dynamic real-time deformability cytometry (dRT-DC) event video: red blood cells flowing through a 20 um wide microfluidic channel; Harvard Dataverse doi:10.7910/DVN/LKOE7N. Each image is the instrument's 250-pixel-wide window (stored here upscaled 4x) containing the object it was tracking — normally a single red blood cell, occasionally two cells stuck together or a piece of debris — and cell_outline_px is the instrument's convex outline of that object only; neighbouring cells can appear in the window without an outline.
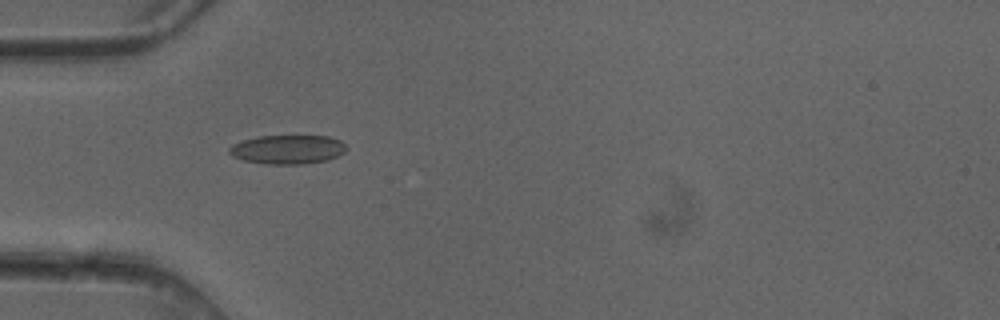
{"species": "common noctule bat (a hibernating species)", "species_latin": "Nyctalus noctula", "temperature_condition": "cold", "stored_images_in_passage": 5, "camera_frame_rate_fps": 3000, "um_per_image_px": 0.085, "animal": {"sex": "female"}, "frame": {"image": 1, "passage_image": 4, "time_ms": 1.0, "image_size_px": [1000, 320], "cell_outline_px": [[348, 148], [344, 152], [328, 160], [304, 164], [268, 164], [244, 160], [232, 156], [228, 152], [228, 148], [232, 144], [256, 136], [328, 136], [340, 140]], "centroid_in_image_um": [24.44, 12.7], "position_along_channel_um": 60.6, "area_um2": 19.83}}
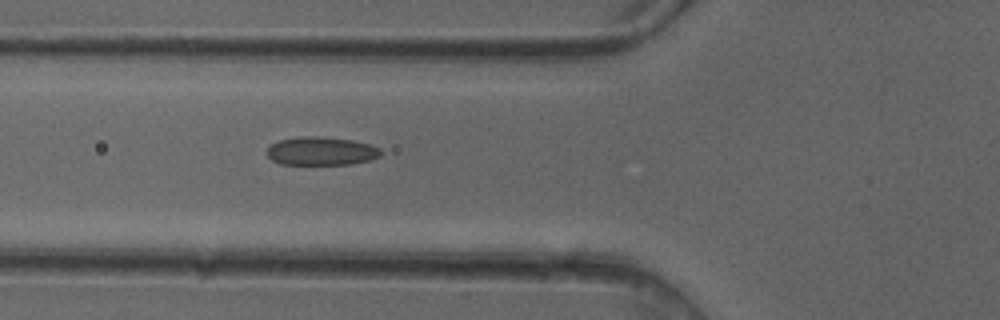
{"frame": {"image": 2, "passage_image": 5, "time_ms": 1.333, "image_size_px": [1000, 320], "cell_outline_px": [[380, 156], [368, 160], [352, 164], [280, 164], [272, 160], [268, 156], [268, 148], [272, 144], [280, 140], [300, 136], [316, 136], [352, 140], [368, 144], [380, 148]], "centroid_in_image_um": [27.29, 12.84], "position_along_channel_um": 98.5, "area_um2": 18.61}}